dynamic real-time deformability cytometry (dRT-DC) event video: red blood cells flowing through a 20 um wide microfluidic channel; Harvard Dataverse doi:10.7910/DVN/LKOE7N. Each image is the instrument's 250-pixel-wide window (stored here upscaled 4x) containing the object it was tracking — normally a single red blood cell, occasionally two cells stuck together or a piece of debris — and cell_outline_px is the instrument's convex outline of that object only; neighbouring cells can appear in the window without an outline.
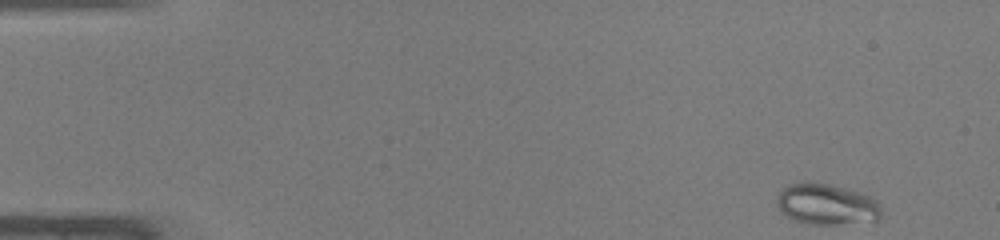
{"species": "common noctule bat (a hibernating species)", "species_latin": "Nyctalus noctula", "temperature_condition": "warm", "stored_images_in_passage": 45, "camera_frame_rate_fps": 3000, "um_per_image_px": 0.085, "animal": {"sex": "male", "body_mass_g": 19.0, "forearm_length_mm": 50.8}, "frame": {"image": 1, "passage_image": 1, "time_ms": 0.0, "image_size_px": [1000, 240], "cell_outline_px": [[880, 216], [876, 224], [808, 224], [792, 220], [780, 212], [776, 204], [776, 196], [788, 184], [808, 180], [832, 184], [868, 196], [876, 200], [880, 204]], "centroid_in_image_um": [70.25, 17.38], "position_along_channel_um": 14.7, "area_um2": 25.78}}
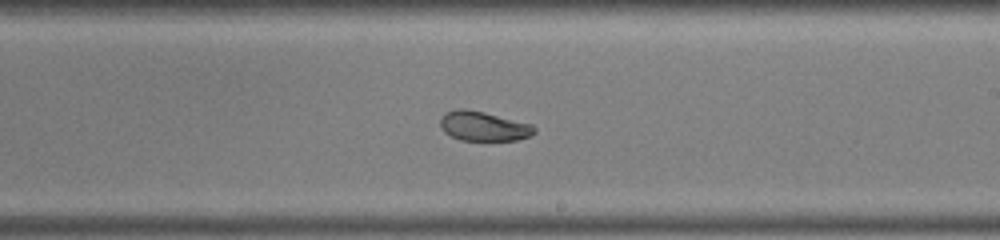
{"frame": {"image": 2, "passage_image": 26, "time_ms": 8.333, "image_size_px": [1000, 240], "cell_outline_px": [[536, 132], [528, 136], [516, 140], [460, 140], [444, 132], [440, 124], [440, 116], [456, 108], [464, 108], [484, 112], [532, 124], [536, 128]], "centroid_in_image_um": [41.09, 10.72], "position_along_channel_um": 247.9, "area_um2": 16.13}}
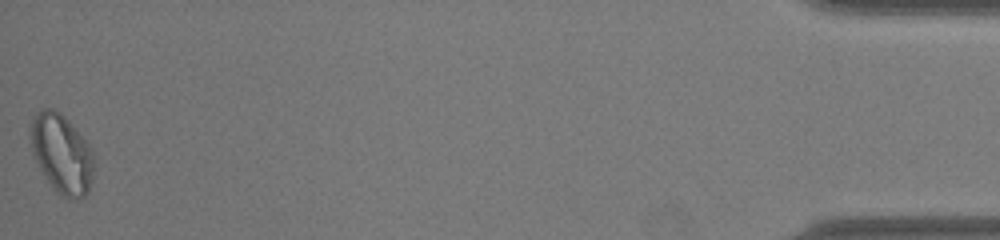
{"frame": {"image": 3, "passage_image": 45, "time_ms": 14.667, "image_size_px": [1000, 240], "cell_outline_px": [[92, 176], [88, 192], [84, 196], [68, 200], [56, 192], [32, 156], [28, 136], [32, 120], [36, 112], [44, 108], [52, 108], [60, 112], [68, 120], [92, 148]], "centroid_in_image_um": [5.2, 13.04], "position_along_channel_um": 430.0, "area_um2": 29.25}}